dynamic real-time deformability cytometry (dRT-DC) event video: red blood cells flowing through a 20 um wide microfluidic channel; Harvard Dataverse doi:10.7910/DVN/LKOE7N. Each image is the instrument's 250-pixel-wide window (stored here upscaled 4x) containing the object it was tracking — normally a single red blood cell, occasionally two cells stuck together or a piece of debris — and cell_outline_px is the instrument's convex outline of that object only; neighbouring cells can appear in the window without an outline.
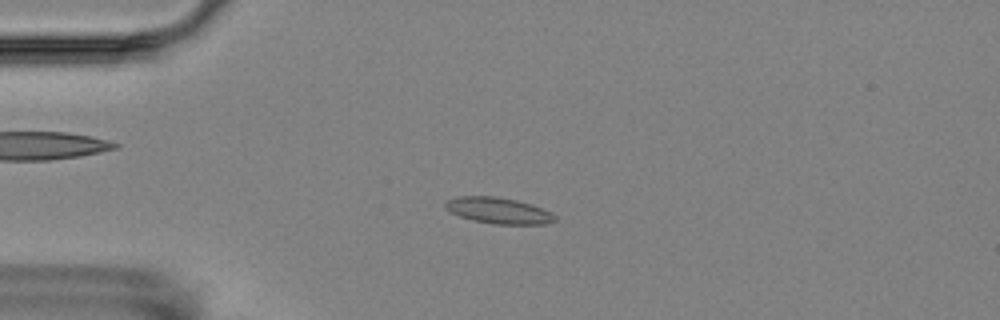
{"species": "Egyptian fruit bat (a non-hibernating species)", "species_latin": "Rousettus aegyptiacus", "temperature_condition": "room temperature", "stored_images_in_passage": 6, "camera_frame_rate_fps": 3000, "um_per_image_px": 0.085, "animal": {"sex": "female"}, "frame": {"image": 1, "passage_image": 5, "time_ms": 4.667, "image_size_px": [1000, 320], "cell_outline_px": [[556, 220], [544, 224], [492, 224], [472, 220], [460, 216], [444, 208], [444, 204], [448, 200], [456, 196], [496, 196], [516, 200], [532, 204], [552, 212], [556, 216]], "centroid_in_image_um": [42.37, 17.89], "position_along_channel_um": 42.6, "area_um2": 16.76}}